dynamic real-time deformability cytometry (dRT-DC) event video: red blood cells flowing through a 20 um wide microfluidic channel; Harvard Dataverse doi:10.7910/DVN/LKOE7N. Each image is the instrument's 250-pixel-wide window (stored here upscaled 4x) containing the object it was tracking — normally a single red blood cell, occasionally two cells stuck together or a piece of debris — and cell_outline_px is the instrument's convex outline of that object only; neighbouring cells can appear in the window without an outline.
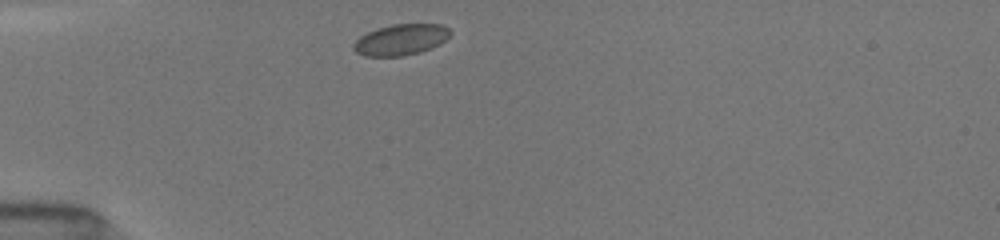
{"species": "common noctule bat (a hibernating species)", "species_latin": "Nyctalus noctula", "temperature_condition": "room temperature", "stored_images_in_passage": 37, "camera_frame_rate_fps": 3000, "um_per_image_px": 0.085, "animal": {"sex": "female", "body_mass_g": 19.5, "forearm_length_mm": 54.1}, "frame": {"image": 1, "passage_image": 1, "time_ms": 0.0, "image_size_px": [1000, 240], "cell_outline_px": [[452, 32], [440, 44], [432, 48], [420, 52], [404, 56], [364, 56], [356, 52], [352, 48], [352, 44], [360, 36], [376, 28], [392, 24], [440, 24], [448, 28]], "centroid_in_image_um": [34.05, 3.37], "position_along_channel_um": 51.0, "area_um2": 17.57}}
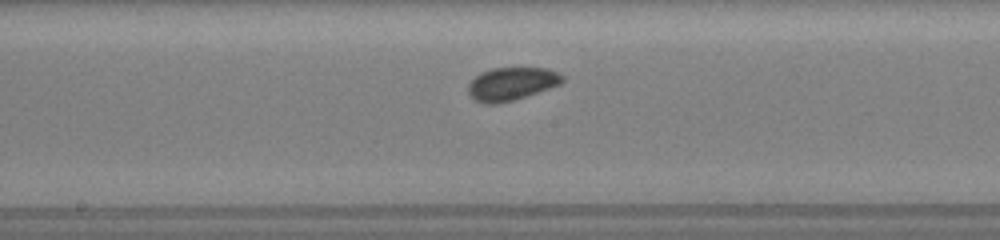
{"frame": {"image": 2, "passage_image": 14, "time_ms": 4.333, "image_size_px": [1000, 240], "cell_outline_px": [[564, 80], [560, 84], [528, 96], [496, 104], [484, 104], [476, 100], [468, 92], [468, 84], [480, 72], [492, 68], [548, 68], [564, 76]], "centroid_in_image_um": [43.48, 7.12], "position_along_channel_um": 204.7, "area_um2": 18.09}}
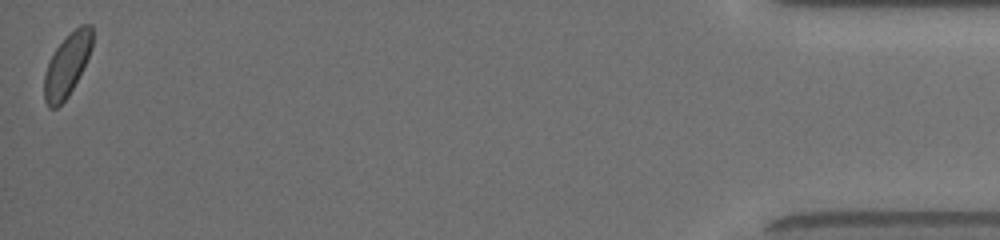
{"frame": {"image": 3, "passage_image": 37, "time_ms": 12.0, "image_size_px": [1000, 240], "cell_outline_px": [[92, 48], [68, 96], [56, 108], [48, 108], [44, 100], [44, 76], [48, 64], [56, 48], [80, 24], [92, 24]], "centroid_in_image_um": [5.69, 5.54], "position_along_channel_um": 429.5, "area_um2": 16.99}, "authors_computed_cell_mechanics": {"area_um2": 17.8024, "velocity_mm_per_s": 4.0155, "shape_relaxation_time_tau1_ms": null, "shape_relaxation_time_tau2_ms": 10.7278, "deformation_change_tau1": null, "deformation_change_tau2": 0.1155}}